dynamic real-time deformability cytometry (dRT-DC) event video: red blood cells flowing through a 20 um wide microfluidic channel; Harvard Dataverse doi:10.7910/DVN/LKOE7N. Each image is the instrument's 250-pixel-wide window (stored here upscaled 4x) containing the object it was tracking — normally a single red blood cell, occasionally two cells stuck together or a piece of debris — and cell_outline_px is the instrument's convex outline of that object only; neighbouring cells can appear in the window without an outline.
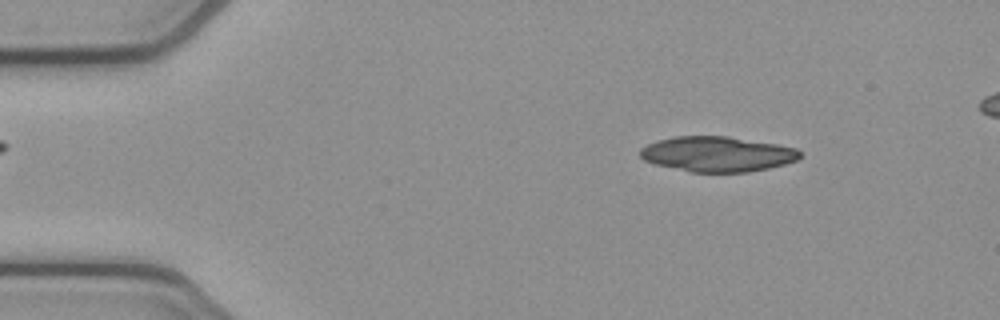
{"species": "common noctule bat (a hibernating species)", "species_latin": "Nyctalus noctula", "temperature_condition": "cold", "stored_images_in_passage": 50, "camera_frame_rate_fps": 3000, "um_per_image_px": 0.085, "animal": {"sex": "female", "body_mass_g": 21.9}, "frame": {"image": 1, "passage_image": 6, "time_ms": 1.667, "image_size_px": [1000, 320], "cell_outline_px": [[800, 156], [796, 160], [784, 164], [768, 168], [748, 172], [692, 172], [656, 164], [644, 160], [640, 156], [640, 148], [656, 140], [672, 136], [728, 136], [776, 144], [796, 148], [800, 152]], "centroid_in_image_um": [60.94, 13.09], "position_along_channel_um": 24.1, "area_um2": 32.66}}
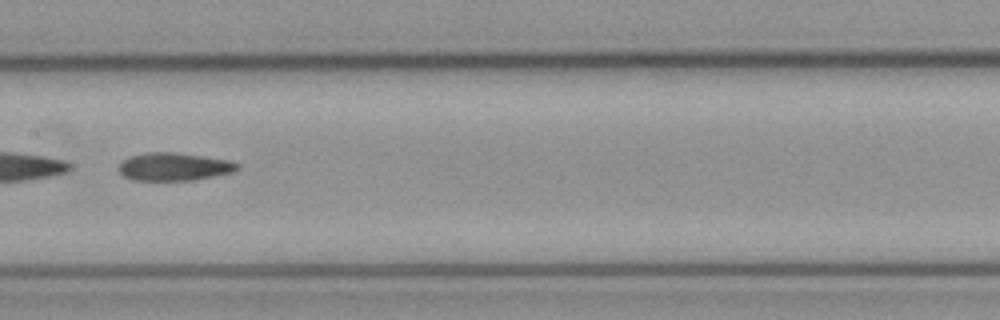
{"frame": {"image": 2, "passage_image": 25, "time_ms": 8.0, "image_size_px": [1000, 320], "cell_outline_px": [[240, 168], [232, 172], [192, 180], [132, 180], [124, 176], [120, 172], [120, 164], [128, 156], [144, 152], [172, 152], [228, 160], [240, 164]], "centroid_in_image_um": [14.77, 14.16], "position_along_channel_um": 192.6, "area_um2": 19.07}}
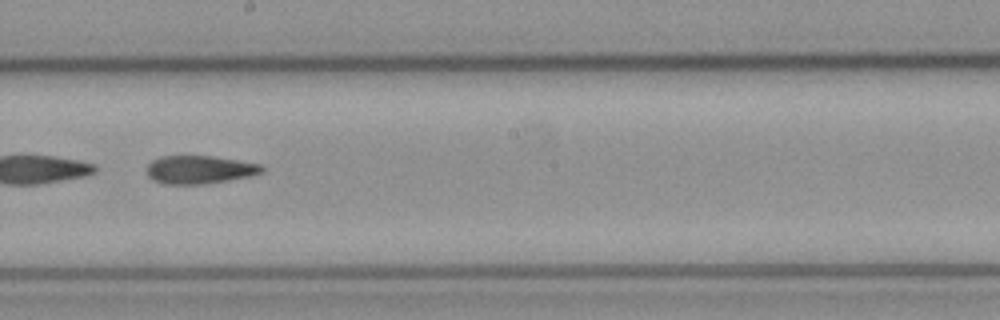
{"frame": {"image": 3, "passage_image": 28, "time_ms": 9.0, "image_size_px": [1000, 320], "cell_outline_px": [[264, 172], [248, 176], [228, 180], [204, 184], [164, 184], [152, 180], [148, 176], [144, 168], [152, 160], [160, 156], [212, 156], [260, 164], [264, 168]], "centroid_in_image_um": [16.9, 14.42], "position_along_channel_um": 231.3, "area_um2": 18.96}}